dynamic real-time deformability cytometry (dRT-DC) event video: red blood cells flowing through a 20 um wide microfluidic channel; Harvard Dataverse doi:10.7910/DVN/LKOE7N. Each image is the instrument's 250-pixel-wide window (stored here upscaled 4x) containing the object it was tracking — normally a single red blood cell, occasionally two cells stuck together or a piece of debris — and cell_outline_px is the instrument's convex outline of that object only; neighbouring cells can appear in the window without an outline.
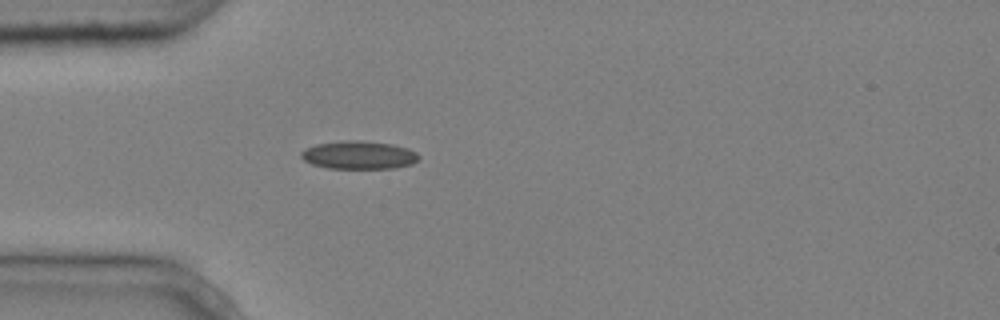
{"species": "common noctule bat (a hibernating species)", "species_latin": "Nyctalus noctula", "temperature_condition": "cold", "stored_images_in_passage": 1, "camera_frame_rate_fps": 3000, "um_per_image_px": 0.085, "animal": {"sex": "male", "body_mass_g": 20.4}, "frame": {"image": 1, "passage_image": 1, "time_ms": 0.0, "image_size_px": [1000, 320], "cell_outline_px": [[420, 156], [412, 164], [396, 168], [328, 168], [312, 164], [304, 160], [300, 156], [300, 152], [304, 148], [316, 144], [348, 140], [356, 140], [392, 144], [408, 148], [416, 152]], "centroid_in_image_um": [30.48, 13.18], "position_along_channel_um": 54.5, "area_um2": 19.25}}